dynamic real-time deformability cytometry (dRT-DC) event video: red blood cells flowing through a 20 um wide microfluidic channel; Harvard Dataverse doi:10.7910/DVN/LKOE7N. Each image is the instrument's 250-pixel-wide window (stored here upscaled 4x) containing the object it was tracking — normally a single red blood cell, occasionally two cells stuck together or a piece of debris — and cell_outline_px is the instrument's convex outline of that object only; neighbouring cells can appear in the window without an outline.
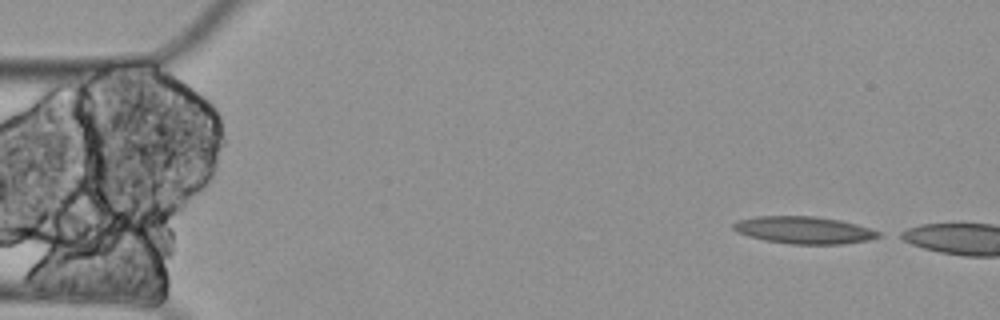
{"species": "Egyptian fruit bat (a non-hibernating species)", "species_latin": "Rousettus aegyptiacus", "temperature_condition": "cold", "stored_images_in_passage": 2, "camera_frame_rate_fps": 3000, "um_per_image_px": 0.085, "animal": {"sex": "female"}, "frame": {"image": 1, "passage_image": 1, "time_ms": 0.0, "image_size_px": [1000, 320], "cell_outline_px": [[880, 236], [868, 240], [844, 244], [788, 244], [764, 240], [748, 236], [736, 232], [732, 228], [732, 224], [740, 220], [756, 216], [816, 216], [840, 220], [856, 224], [880, 232]], "centroid_in_image_um": [68.31, 19.56], "position_along_channel_um": 16.7, "area_um2": 23.06}}